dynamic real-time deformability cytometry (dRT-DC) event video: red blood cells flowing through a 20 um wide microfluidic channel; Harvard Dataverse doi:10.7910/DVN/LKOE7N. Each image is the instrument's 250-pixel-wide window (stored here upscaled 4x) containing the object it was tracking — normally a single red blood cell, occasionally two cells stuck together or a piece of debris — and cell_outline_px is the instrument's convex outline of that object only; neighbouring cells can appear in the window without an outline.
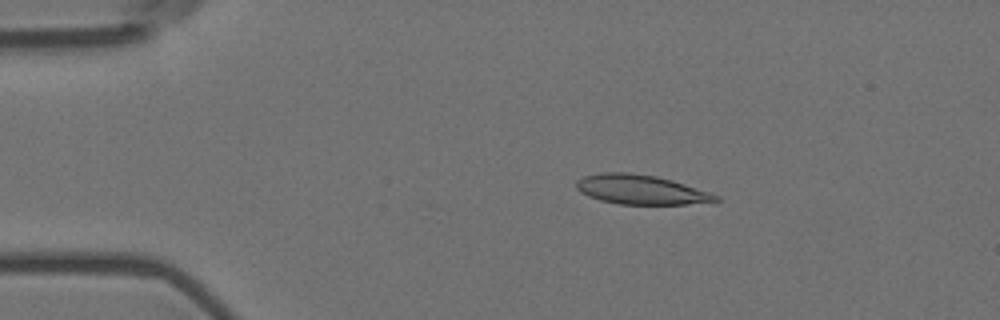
{"species": "Egyptian fruit bat (a non-hibernating species)", "species_latin": "Rousettus aegyptiacus", "temperature_condition": "room temperature", "stored_images_in_passage": 31, "camera_frame_rate_fps": 3000, "um_per_image_px": 0.085, "animal": {"sex": "female"}, "frame": {"image": 1, "passage_image": 9, "time_ms": 2.667, "image_size_px": [1000, 320], "cell_outline_px": [[720, 200], [684, 204], [616, 204], [600, 200], [588, 196], [580, 192], [576, 188], [576, 180], [584, 176], [600, 172], [628, 172], [656, 176], [672, 180], [720, 196]], "centroid_in_image_um": [54.4, 16.11], "position_along_channel_um": 30.6, "area_um2": 23.81}}
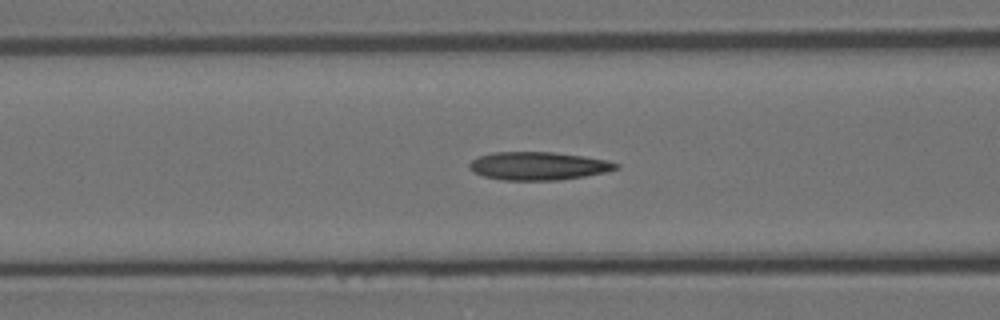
{"frame": {"image": 2, "passage_image": 21, "time_ms": 6.667, "image_size_px": [1000, 320], "cell_outline_px": [[620, 168], [608, 172], [560, 180], [504, 180], [484, 176], [472, 172], [468, 168], [468, 164], [472, 160], [480, 156], [492, 152], [552, 152], [584, 156], [608, 160], [620, 164]], "centroid_in_image_um": [45.78, 14.1], "position_along_channel_um": 120.8, "area_um2": 24.22}}
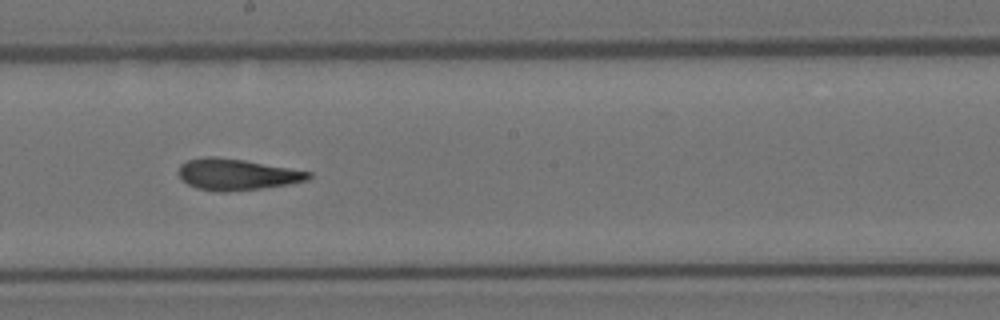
{"frame": {"image": 3, "passage_image": 30, "time_ms": 9.667, "image_size_px": [1000, 320], "cell_outline_px": [[312, 176], [308, 180], [288, 184], [260, 188], [224, 192], [216, 192], [196, 188], [180, 180], [176, 172], [180, 164], [188, 160], [204, 156], [216, 156], [244, 160], [312, 172]], "centroid_in_image_um": [20.06, 14.82], "position_along_channel_um": 228.1, "area_um2": 23.87}}